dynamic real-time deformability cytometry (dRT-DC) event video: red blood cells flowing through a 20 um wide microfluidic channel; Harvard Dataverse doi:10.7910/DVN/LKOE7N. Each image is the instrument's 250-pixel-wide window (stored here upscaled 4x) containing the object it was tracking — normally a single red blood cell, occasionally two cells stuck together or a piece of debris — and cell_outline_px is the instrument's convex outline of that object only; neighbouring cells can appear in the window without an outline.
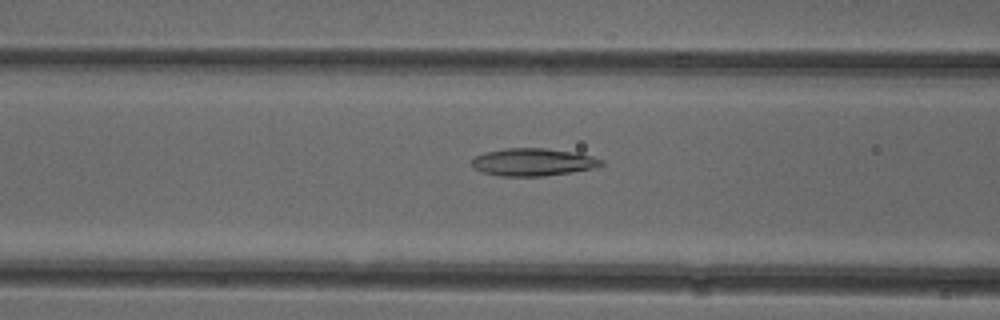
{"species": "common noctule bat (a hibernating species)", "species_latin": "Nyctalus noctula", "temperature_condition": "cold", "stored_images_in_passage": 51, "camera_frame_rate_fps": 3000, "um_per_image_px": 0.085, "animal": {"sex": "female"}, "frame": {"image": 1, "passage_image": 20, "time_ms": 6.333, "image_size_px": [1000, 320], "cell_outline_px": [[604, 164], [592, 168], [544, 176], [500, 176], [484, 172], [472, 168], [472, 160], [476, 156], [484, 152], [504, 148], [544, 148], [576, 152], [592, 156], [604, 160]], "centroid_in_image_um": [45.29, 13.77], "position_along_channel_um": 121.3, "area_um2": 20.75}}
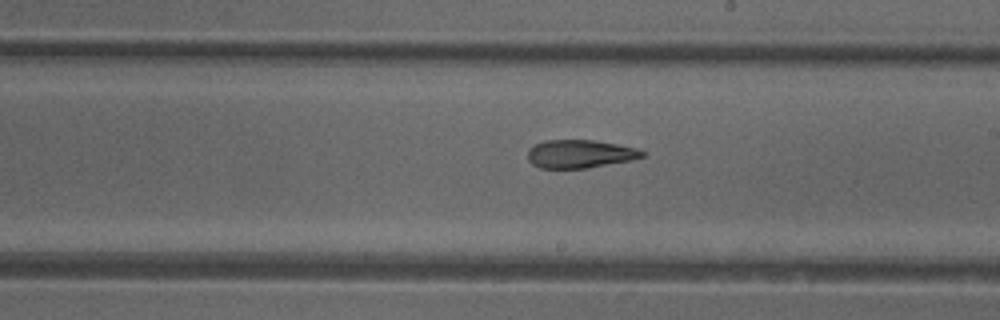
{"frame": {"image": 2, "passage_image": 29, "time_ms": 9.333, "image_size_px": [1000, 320], "cell_outline_px": [[648, 152], [644, 156], [632, 160], [588, 168], [540, 168], [532, 164], [528, 160], [528, 148], [544, 140], [592, 140], [616, 144], [636, 148]], "centroid_in_image_um": [49.3, 13.08], "position_along_channel_um": 239.7, "area_um2": 18.9}}
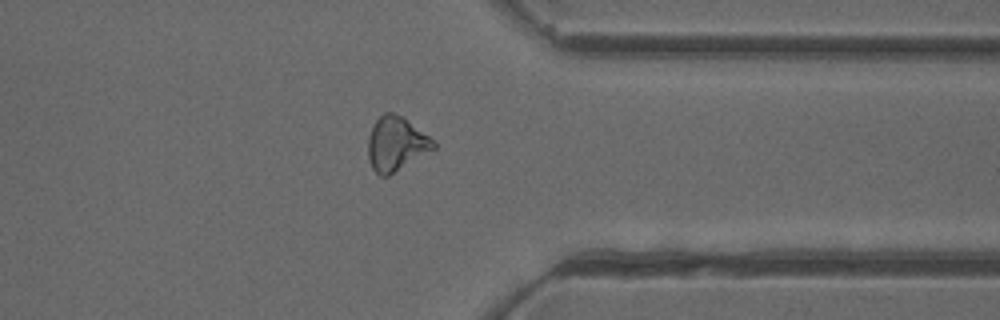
{"frame": {"image": 3, "passage_image": 40, "time_ms": 13.0, "image_size_px": [1000, 320], "cell_outline_px": [[436, 148], [388, 176], [380, 176], [372, 168], [368, 156], [368, 136], [376, 120], [384, 112], [392, 112], [408, 120], [428, 136], [436, 144]], "centroid_in_image_um": [33.65, 12.23], "position_along_channel_um": 377.7, "area_um2": 20.4}, "authors_computed_cell_mechanics": {"area_um2": 20.7502, "velocity_mm_per_s": 3.9387, "shape_relaxation_time_tau1_ms": 10.292, "shape_relaxation_time_tau2_ms": 3.3457, "deformation_change_tau1": 0.2233, "deformation_change_tau2": 0.1199}}